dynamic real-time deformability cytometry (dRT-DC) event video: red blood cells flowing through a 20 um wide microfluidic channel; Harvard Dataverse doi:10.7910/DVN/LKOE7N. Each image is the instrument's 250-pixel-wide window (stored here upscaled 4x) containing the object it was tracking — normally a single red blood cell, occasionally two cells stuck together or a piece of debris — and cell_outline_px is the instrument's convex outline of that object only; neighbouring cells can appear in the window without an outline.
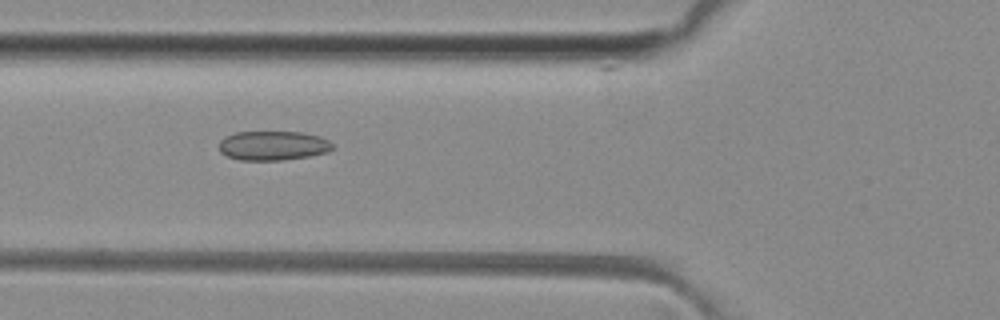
{"species": "common noctule bat (a hibernating species)", "species_latin": "Nyctalus noctula", "temperature_condition": "room temperature", "stored_images_in_passage": 47, "camera_frame_rate_fps": 3000, "um_per_image_px": 0.085, "animal": {"sex": "female", "body_mass_g": 29.2, "forearm_length_mm": 56.3}, "frame": {"image": 1, "passage_image": 18, "time_ms": 5.667, "image_size_px": [1000, 320], "cell_outline_px": [[336, 148], [328, 152], [308, 156], [280, 160], [240, 160], [228, 156], [220, 152], [220, 140], [224, 136], [236, 132], [304, 132], [320, 136], [328, 140]], "centroid_in_image_um": [23.23, 12.37], "position_along_channel_um": 102.6, "area_um2": 19.48}}
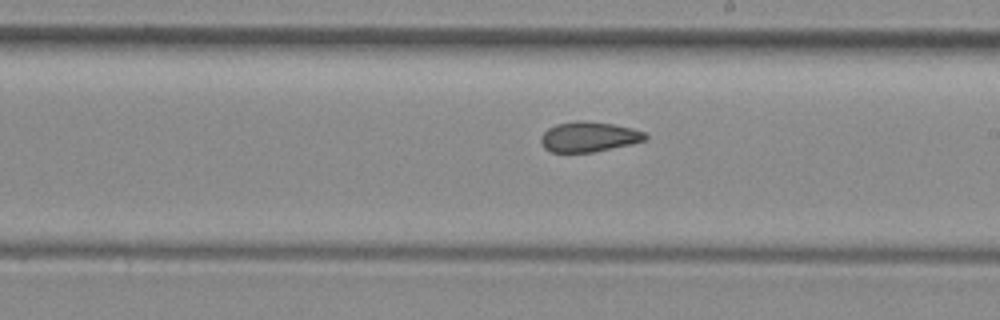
{"frame": {"image": 2, "passage_image": 28, "time_ms": 9.0, "image_size_px": [1000, 320], "cell_outline_px": [[648, 136], [644, 140], [632, 144], [592, 152], [552, 152], [544, 148], [540, 140], [540, 136], [548, 128], [556, 124], [576, 120], [584, 120], [612, 124], [632, 128], [644, 132]], "centroid_in_image_um": [50.03, 11.62], "position_along_channel_um": 239.0, "area_um2": 18.32}}
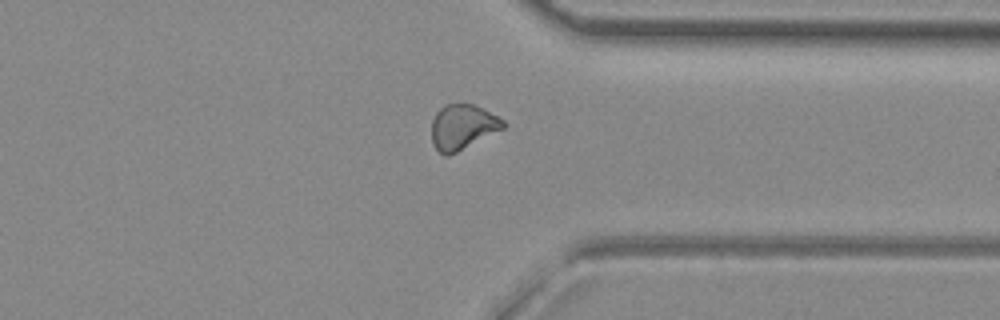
{"frame": {"image": 3, "passage_image": 38, "time_ms": 12.333, "image_size_px": [1000, 320], "cell_outline_px": [[508, 124], [504, 128], [448, 156], [444, 156], [436, 148], [432, 140], [432, 120], [436, 112], [444, 104], [472, 104], [504, 120]], "centroid_in_image_um": [39.3, 10.79], "position_along_channel_um": 372.1, "area_um2": 18.5}}